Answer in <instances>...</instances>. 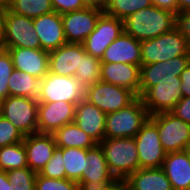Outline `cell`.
Returning a JSON list of instances; mask_svg holds the SVG:
<instances>
[{
    "mask_svg": "<svg viewBox=\"0 0 190 190\" xmlns=\"http://www.w3.org/2000/svg\"><path fill=\"white\" fill-rule=\"evenodd\" d=\"M76 105L64 101L38 102V132L53 134L74 122Z\"/></svg>",
    "mask_w": 190,
    "mask_h": 190,
    "instance_id": "2e32d148",
    "label": "cell"
},
{
    "mask_svg": "<svg viewBox=\"0 0 190 190\" xmlns=\"http://www.w3.org/2000/svg\"><path fill=\"white\" fill-rule=\"evenodd\" d=\"M85 7L97 8L104 10L107 0H82Z\"/></svg>",
    "mask_w": 190,
    "mask_h": 190,
    "instance_id": "ee69618b",
    "label": "cell"
},
{
    "mask_svg": "<svg viewBox=\"0 0 190 190\" xmlns=\"http://www.w3.org/2000/svg\"><path fill=\"white\" fill-rule=\"evenodd\" d=\"M85 99V89L75 77L48 72L43 77V89L38 102L64 101L78 104Z\"/></svg>",
    "mask_w": 190,
    "mask_h": 190,
    "instance_id": "ba28073f",
    "label": "cell"
},
{
    "mask_svg": "<svg viewBox=\"0 0 190 190\" xmlns=\"http://www.w3.org/2000/svg\"><path fill=\"white\" fill-rule=\"evenodd\" d=\"M152 6L151 0H107L103 13L124 20L131 14Z\"/></svg>",
    "mask_w": 190,
    "mask_h": 190,
    "instance_id": "1f68e13d",
    "label": "cell"
},
{
    "mask_svg": "<svg viewBox=\"0 0 190 190\" xmlns=\"http://www.w3.org/2000/svg\"><path fill=\"white\" fill-rule=\"evenodd\" d=\"M38 174L52 179H66V170L63 163V148H55L52 158H50Z\"/></svg>",
    "mask_w": 190,
    "mask_h": 190,
    "instance_id": "836d02e7",
    "label": "cell"
},
{
    "mask_svg": "<svg viewBox=\"0 0 190 190\" xmlns=\"http://www.w3.org/2000/svg\"><path fill=\"white\" fill-rule=\"evenodd\" d=\"M102 13L100 9L85 7L61 14L66 42L82 44L95 29L96 22Z\"/></svg>",
    "mask_w": 190,
    "mask_h": 190,
    "instance_id": "5bb4252c",
    "label": "cell"
},
{
    "mask_svg": "<svg viewBox=\"0 0 190 190\" xmlns=\"http://www.w3.org/2000/svg\"><path fill=\"white\" fill-rule=\"evenodd\" d=\"M123 32V20L102 13L95 29L85 38L82 45L88 54L101 60L106 48Z\"/></svg>",
    "mask_w": 190,
    "mask_h": 190,
    "instance_id": "30bf717a",
    "label": "cell"
},
{
    "mask_svg": "<svg viewBox=\"0 0 190 190\" xmlns=\"http://www.w3.org/2000/svg\"><path fill=\"white\" fill-rule=\"evenodd\" d=\"M152 5L161 9L169 10L177 15L178 13V0H151Z\"/></svg>",
    "mask_w": 190,
    "mask_h": 190,
    "instance_id": "b9f144b4",
    "label": "cell"
},
{
    "mask_svg": "<svg viewBox=\"0 0 190 190\" xmlns=\"http://www.w3.org/2000/svg\"><path fill=\"white\" fill-rule=\"evenodd\" d=\"M185 54H190V47L177 26L156 38L141 41V65L168 61Z\"/></svg>",
    "mask_w": 190,
    "mask_h": 190,
    "instance_id": "277c9868",
    "label": "cell"
},
{
    "mask_svg": "<svg viewBox=\"0 0 190 190\" xmlns=\"http://www.w3.org/2000/svg\"><path fill=\"white\" fill-rule=\"evenodd\" d=\"M150 119L158 127L160 142L166 153L184 151L190 143V124L172 112L157 113Z\"/></svg>",
    "mask_w": 190,
    "mask_h": 190,
    "instance_id": "8992f818",
    "label": "cell"
},
{
    "mask_svg": "<svg viewBox=\"0 0 190 190\" xmlns=\"http://www.w3.org/2000/svg\"><path fill=\"white\" fill-rule=\"evenodd\" d=\"M101 60L91 56L81 44V64L77 68L74 77L86 90L100 80Z\"/></svg>",
    "mask_w": 190,
    "mask_h": 190,
    "instance_id": "83f0119b",
    "label": "cell"
},
{
    "mask_svg": "<svg viewBox=\"0 0 190 190\" xmlns=\"http://www.w3.org/2000/svg\"><path fill=\"white\" fill-rule=\"evenodd\" d=\"M53 135L58 148L76 147L87 150L98 144L92 137L80 129L75 122L57 129Z\"/></svg>",
    "mask_w": 190,
    "mask_h": 190,
    "instance_id": "4316f807",
    "label": "cell"
},
{
    "mask_svg": "<svg viewBox=\"0 0 190 190\" xmlns=\"http://www.w3.org/2000/svg\"><path fill=\"white\" fill-rule=\"evenodd\" d=\"M35 190H80L76 181L69 179H52L37 173Z\"/></svg>",
    "mask_w": 190,
    "mask_h": 190,
    "instance_id": "d590c367",
    "label": "cell"
},
{
    "mask_svg": "<svg viewBox=\"0 0 190 190\" xmlns=\"http://www.w3.org/2000/svg\"><path fill=\"white\" fill-rule=\"evenodd\" d=\"M140 168H160L166 152L160 142L157 125L149 118L135 135Z\"/></svg>",
    "mask_w": 190,
    "mask_h": 190,
    "instance_id": "9c48e42d",
    "label": "cell"
},
{
    "mask_svg": "<svg viewBox=\"0 0 190 190\" xmlns=\"http://www.w3.org/2000/svg\"><path fill=\"white\" fill-rule=\"evenodd\" d=\"M85 170L81 179L77 182L80 190H101L115 177L110 173L102 148L99 144L86 150Z\"/></svg>",
    "mask_w": 190,
    "mask_h": 190,
    "instance_id": "9a60e30c",
    "label": "cell"
},
{
    "mask_svg": "<svg viewBox=\"0 0 190 190\" xmlns=\"http://www.w3.org/2000/svg\"><path fill=\"white\" fill-rule=\"evenodd\" d=\"M53 10L59 14L85 8L82 0H51Z\"/></svg>",
    "mask_w": 190,
    "mask_h": 190,
    "instance_id": "74e56055",
    "label": "cell"
},
{
    "mask_svg": "<svg viewBox=\"0 0 190 190\" xmlns=\"http://www.w3.org/2000/svg\"><path fill=\"white\" fill-rule=\"evenodd\" d=\"M101 190H128V186L125 179L115 178Z\"/></svg>",
    "mask_w": 190,
    "mask_h": 190,
    "instance_id": "7bdbcfd3",
    "label": "cell"
},
{
    "mask_svg": "<svg viewBox=\"0 0 190 190\" xmlns=\"http://www.w3.org/2000/svg\"><path fill=\"white\" fill-rule=\"evenodd\" d=\"M190 63V54L181 55L168 61L156 62L140 66L141 97L149 88L160 83L161 80H176Z\"/></svg>",
    "mask_w": 190,
    "mask_h": 190,
    "instance_id": "4fadbf2b",
    "label": "cell"
},
{
    "mask_svg": "<svg viewBox=\"0 0 190 190\" xmlns=\"http://www.w3.org/2000/svg\"><path fill=\"white\" fill-rule=\"evenodd\" d=\"M184 152L187 154V157L190 161V143L185 147Z\"/></svg>",
    "mask_w": 190,
    "mask_h": 190,
    "instance_id": "681fc988",
    "label": "cell"
},
{
    "mask_svg": "<svg viewBox=\"0 0 190 190\" xmlns=\"http://www.w3.org/2000/svg\"><path fill=\"white\" fill-rule=\"evenodd\" d=\"M81 64V44L66 43L49 52V72L74 77Z\"/></svg>",
    "mask_w": 190,
    "mask_h": 190,
    "instance_id": "603a6c76",
    "label": "cell"
},
{
    "mask_svg": "<svg viewBox=\"0 0 190 190\" xmlns=\"http://www.w3.org/2000/svg\"><path fill=\"white\" fill-rule=\"evenodd\" d=\"M14 70L12 58L7 49L0 48V101L9 96L8 80Z\"/></svg>",
    "mask_w": 190,
    "mask_h": 190,
    "instance_id": "e575fe53",
    "label": "cell"
},
{
    "mask_svg": "<svg viewBox=\"0 0 190 190\" xmlns=\"http://www.w3.org/2000/svg\"><path fill=\"white\" fill-rule=\"evenodd\" d=\"M6 12H7V9L0 7V48H2V44H3Z\"/></svg>",
    "mask_w": 190,
    "mask_h": 190,
    "instance_id": "bcb514c9",
    "label": "cell"
},
{
    "mask_svg": "<svg viewBox=\"0 0 190 190\" xmlns=\"http://www.w3.org/2000/svg\"><path fill=\"white\" fill-rule=\"evenodd\" d=\"M0 114L24 136L38 132V100L8 96L0 101Z\"/></svg>",
    "mask_w": 190,
    "mask_h": 190,
    "instance_id": "5b68a950",
    "label": "cell"
},
{
    "mask_svg": "<svg viewBox=\"0 0 190 190\" xmlns=\"http://www.w3.org/2000/svg\"><path fill=\"white\" fill-rule=\"evenodd\" d=\"M24 137L9 120L0 114V147L22 142Z\"/></svg>",
    "mask_w": 190,
    "mask_h": 190,
    "instance_id": "8d00e7d4",
    "label": "cell"
},
{
    "mask_svg": "<svg viewBox=\"0 0 190 190\" xmlns=\"http://www.w3.org/2000/svg\"><path fill=\"white\" fill-rule=\"evenodd\" d=\"M106 113L83 99L76 105V125L92 137L98 144L105 138Z\"/></svg>",
    "mask_w": 190,
    "mask_h": 190,
    "instance_id": "44dd1931",
    "label": "cell"
},
{
    "mask_svg": "<svg viewBox=\"0 0 190 190\" xmlns=\"http://www.w3.org/2000/svg\"><path fill=\"white\" fill-rule=\"evenodd\" d=\"M123 22L124 32L141 42L171 31L176 27L177 15L152 5L131 14Z\"/></svg>",
    "mask_w": 190,
    "mask_h": 190,
    "instance_id": "6da1fadb",
    "label": "cell"
},
{
    "mask_svg": "<svg viewBox=\"0 0 190 190\" xmlns=\"http://www.w3.org/2000/svg\"><path fill=\"white\" fill-rule=\"evenodd\" d=\"M176 26L184 35L190 47V11H183L177 13Z\"/></svg>",
    "mask_w": 190,
    "mask_h": 190,
    "instance_id": "ab89813d",
    "label": "cell"
},
{
    "mask_svg": "<svg viewBox=\"0 0 190 190\" xmlns=\"http://www.w3.org/2000/svg\"><path fill=\"white\" fill-rule=\"evenodd\" d=\"M180 77L176 80H161L149 88L140 98L149 115L171 112L183 98Z\"/></svg>",
    "mask_w": 190,
    "mask_h": 190,
    "instance_id": "7c38bea8",
    "label": "cell"
},
{
    "mask_svg": "<svg viewBox=\"0 0 190 190\" xmlns=\"http://www.w3.org/2000/svg\"><path fill=\"white\" fill-rule=\"evenodd\" d=\"M171 112L184 122L190 124V97H183Z\"/></svg>",
    "mask_w": 190,
    "mask_h": 190,
    "instance_id": "f35d334b",
    "label": "cell"
},
{
    "mask_svg": "<svg viewBox=\"0 0 190 190\" xmlns=\"http://www.w3.org/2000/svg\"><path fill=\"white\" fill-rule=\"evenodd\" d=\"M180 88L182 90L183 97H190V63L182 71L180 75Z\"/></svg>",
    "mask_w": 190,
    "mask_h": 190,
    "instance_id": "60d3db41",
    "label": "cell"
},
{
    "mask_svg": "<svg viewBox=\"0 0 190 190\" xmlns=\"http://www.w3.org/2000/svg\"><path fill=\"white\" fill-rule=\"evenodd\" d=\"M13 184L9 182L6 171H0V190H12Z\"/></svg>",
    "mask_w": 190,
    "mask_h": 190,
    "instance_id": "f6af8a7d",
    "label": "cell"
},
{
    "mask_svg": "<svg viewBox=\"0 0 190 190\" xmlns=\"http://www.w3.org/2000/svg\"><path fill=\"white\" fill-rule=\"evenodd\" d=\"M43 89V78L39 79L29 73L14 68L8 80L9 96H21L39 99Z\"/></svg>",
    "mask_w": 190,
    "mask_h": 190,
    "instance_id": "484cf974",
    "label": "cell"
},
{
    "mask_svg": "<svg viewBox=\"0 0 190 190\" xmlns=\"http://www.w3.org/2000/svg\"><path fill=\"white\" fill-rule=\"evenodd\" d=\"M136 98L129 89L101 80L85 90V99L106 114L127 107Z\"/></svg>",
    "mask_w": 190,
    "mask_h": 190,
    "instance_id": "52a82bcc",
    "label": "cell"
},
{
    "mask_svg": "<svg viewBox=\"0 0 190 190\" xmlns=\"http://www.w3.org/2000/svg\"><path fill=\"white\" fill-rule=\"evenodd\" d=\"M12 190H35L36 175L29 167L6 171Z\"/></svg>",
    "mask_w": 190,
    "mask_h": 190,
    "instance_id": "d6a6232c",
    "label": "cell"
},
{
    "mask_svg": "<svg viewBox=\"0 0 190 190\" xmlns=\"http://www.w3.org/2000/svg\"><path fill=\"white\" fill-rule=\"evenodd\" d=\"M126 63L141 66V42L123 32L105 50L101 63Z\"/></svg>",
    "mask_w": 190,
    "mask_h": 190,
    "instance_id": "7402d4cb",
    "label": "cell"
},
{
    "mask_svg": "<svg viewBox=\"0 0 190 190\" xmlns=\"http://www.w3.org/2000/svg\"><path fill=\"white\" fill-rule=\"evenodd\" d=\"M110 173L126 179L139 169L138 150L134 137L104 138L100 143Z\"/></svg>",
    "mask_w": 190,
    "mask_h": 190,
    "instance_id": "7a4b0ae2",
    "label": "cell"
},
{
    "mask_svg": "<svg viewBox=\"0 0 190 190\" xmlns=\"http://www.w3.org/2000/svg\"><path fill=\"white\" fill-rule=\"evenodd\" d=\"M11 5V0H0V7L4 9H9Z\"/></svg>",
    "mask_w": 190,
    "mask_h": 190,
    "instance_id": "c3c4849f",
    "label": "cell"
},
{
    "mask_svg": "<svg viewBox=\"0 0 190 190\" xmlns=\"http://www.w3.org/2000/svg\"><path fill=\"white\" fill-rule=\"evenodd\" d=\"M162 168L172 190H190V161L184 151L166 153Z\"/></svg>",
    "mask_w": 190,
    "mask_h": 190,
    "instance_id": "cb8c5ba5",
    "label": "cell"
},
{
    "mask_svg": "<svg viewBox=\"0 0 190 190\" xmlns=\"http://www.w3.org/2000/svg\"><path fill=\"white\" fill-rule=\"evenodd\" d=\"M190 11V0H178V13Z\"/></svg>",
    "mask_w": 190,
    "mask_h": 190,
    "instance_id": "7dc6e473",
    "label": "cell"
},
{
    "mask_svg": "<svg viewBox=\"0 0 190 190\" xmlns=\"http://www.w3.org/2000/svg\"><path fill=\"white\" fill-rule=\"evenodd\" d=\"M28 167L23 141L0 147V171H10Z\"/></svg>",
    "mask_w": 190,
    "mask_h": 190,
    "instance_id": "f1b7e54d",
    "label": "cell"
},
{
    "mask_svg": "<svg viewBox=\"0 0 190 190\" xmlns=\"http://www.w3.org/2000/svg\"><path fill=\"white\" fill-rule=\"evenodd\" d=\"M41 49L51 52L66 44L61 14L53 11L33 19Z\"/></svg>",
    "mask_w": 190,
    "mask_h": 190,
    "instance_id": "e0dca14e",
    "label": "cell"
},
{
    "mask_svg": "<svg viewBox=\"0 0 190 190\" xmlns=\"http://www.w3.org/2000/svg\"><path fill=\"white\" fill-rule=\"evenodd\" d=\"M128 190H172L162 167L140 168L126 179Z\"/></svg>",
    "mask_w": 190,
    "mask_h": 190,
    "instance_id": "d4e9b609",
    "label": "cell"
},
{
    "mask_svg": "<svg viewBox=\"0 0 190 190\" xmlns=\"http://www.w3.org/2000/svg\"><path fill=\"white\" fill-rule=\"evenodd\" d=\"M9 10L31 19L54 11L51 0H11Z\"/></svg>",
    "mask_w": 190,
    "mask_h": 190,
    "instance_id": "4dcf8cb0",
    "label": "cell"
},
{
    "mask_svg": "<svg viewBox=\"0 0 190 190\" xmlns=\"http://www.w3.org/2000/svg\"><path fill=\"white\" fill-rule=\"evenodd\" d=\"M86 150L76 147L63 148V163L66 170V179L78 182L85 170Z\"/></svg>",
    "mask_w": 190,
    "mask_h": 190,
    "instance_id": "f546056e",
    "label": "cell"
},
{
    "mask_svg": "<svg viewBox=\"0 0 190 190\" xmlns=\"http://www.w3.org/2000/svg\"><path fill=\"white\" fill-rule=\"evenodd\" d=\"M2 47L40 49L33 19L17 15L7 9Z\"/></svg>",
    "mask_w": 190,
    "mask_h": 190,
    "instance_id": "8fae6325",
    "label": "cell"
},
{
    "mask_svg": "<svg viewBox=\"0 0 190 190\" xmlns=\"http://www.w3.org/2000/svg\"><path fill=\"white\" fill-rule=\"evenodd\" d=\"M11 55L14 68L42 79L49 72V52L40 49L2 47Z\"/></svg>",
    "mask_w": 190,
    "mask_h": 190,
    "instance_id": "ac0fdd59",
    "label": "cell"
},
{
    "mask_svg": "<svg viewBox=\"0 0 190 190\" xmlns=\"http://www.w3.org/2000/svg\"><path fill=\"white\" fill-rule=\"evenodd\" d=\"M149 118L142 99L137 97L127 107L107 113L105 138L135 137Z\"/></svg>",
    "mask_w": 190,
    "mask_h": 190,
    "instance_id": "3957f363",
    "label": "cell"
},
{
    "mask_svg": "<svg viewBox=\"0 0 190 190\" xmlns=\"http://www.w3.org/2000/svg\"><path fill=\"white\" fill-rule=\"evenodd\" d=\"M100 80L124 87L139 97L140 66L126 63H101Z\"/></svg>",
    "mask_w": 190,
    "mask_h": 190,
    "instance_id": "ffe728a7",
    "label": "cell"
},
{
    "mask_svg": "<svg viewBox=\"0 0 190 190\" xmlns=\"http://www.w3.org/2000/svg\"><path fill=\"white\" fill-rule=\"evenodd\" d=\"M27 154V165L35 173H39L52 158L57 147L52 133H33L23 140Z\"/></svg>",
    "mask_w": 190,
    "mask_h": 190,
    "instance_id": "d6986e66",
    "label": "cell"
}]
</instances>
